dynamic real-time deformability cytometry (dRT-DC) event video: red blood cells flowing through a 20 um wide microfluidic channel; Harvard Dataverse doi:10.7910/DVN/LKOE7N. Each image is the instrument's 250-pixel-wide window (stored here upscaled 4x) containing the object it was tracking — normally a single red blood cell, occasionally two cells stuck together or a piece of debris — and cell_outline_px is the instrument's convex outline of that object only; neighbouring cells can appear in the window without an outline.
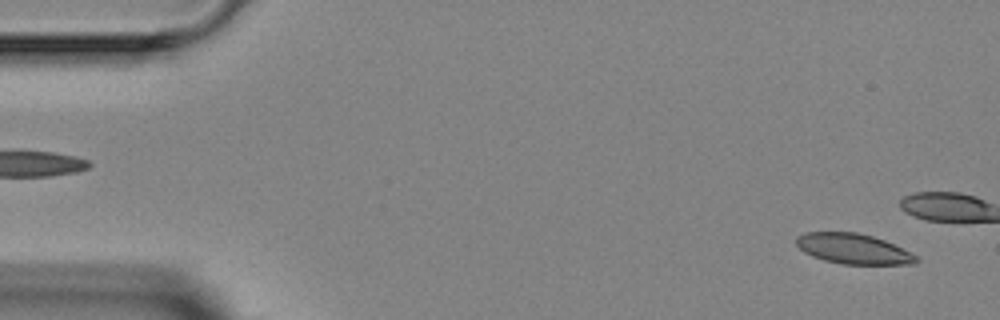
{"species": "Egyptian fruit bat (a non-hibernating species)", "species_latin": "Rousettus aegyptiacus", "temperature_condition": "room temperature", "stored_images_in_passage": 4, "segment_of_instrument_passage": [2, 2], "camera_frame_rate_fps": 3000, "um_per_image_px": 0.085, "animal": {"sex": "female"}, "frame": {"image": 1, "passage_image": 4, "time_ms": 3.667, "image_size_px": [1000, 320], "cell_outline_px": [[920, 260], [916, 264], [844, 264], [824, 260], [812, 256], [804, 252], [796, 244], [796, 236], [804, 232], [856, 232], [872, 236], [884, 240], [916, 256]], "centroid_in_image_um": [72.49, 21.14], "position_along_channel_um": 12.5, "area_um2": 20.98}}